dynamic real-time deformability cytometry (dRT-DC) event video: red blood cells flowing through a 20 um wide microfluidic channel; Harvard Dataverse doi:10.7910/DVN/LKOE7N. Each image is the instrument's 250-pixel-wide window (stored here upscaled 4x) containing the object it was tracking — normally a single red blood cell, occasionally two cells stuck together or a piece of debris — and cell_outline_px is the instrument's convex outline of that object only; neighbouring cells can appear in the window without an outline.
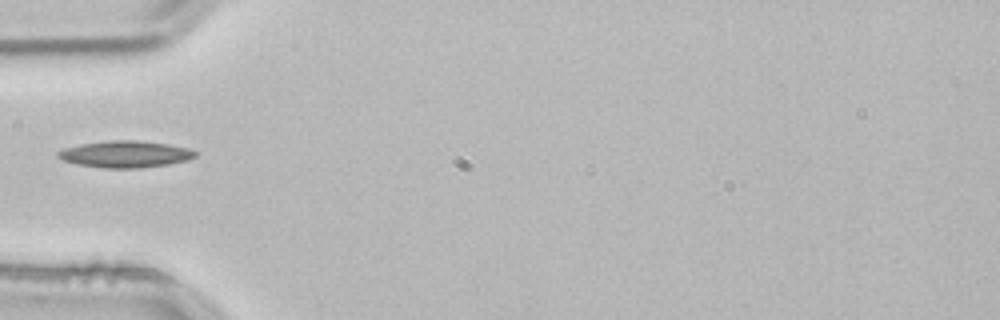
{"species": "common noctule bat (a hibernating species)", "species_latin": "Nyctalus noctula", "temperature_condition": "room temperature", "stored_images_in_passage": 3, "camera_frame_rate_fps": 3000, "um_per_image_px": 0.085, "animal": {"sex": "male", "body_mass_g": 21.5, "forearm_length_mm": 52.0}, "frame": {"image": 1, "passage_image": 1, "time_ms": 0.0, "image_size_px": [1000, 320], "cell_outline_px": [[196, 156], [188, 160], [168, 164], [140, 168], [104, 168], [76, 164], [64, 160], [56, 156], [56, 152], [64, 148], [80, 144], [108, 140], [136, 140], [168, 144], [188, 148], [196, 152]], "centroid_in_image_um": [10.63, 13.1], "position_along_channel_um": 74.4, "area_um2": 21.39}}